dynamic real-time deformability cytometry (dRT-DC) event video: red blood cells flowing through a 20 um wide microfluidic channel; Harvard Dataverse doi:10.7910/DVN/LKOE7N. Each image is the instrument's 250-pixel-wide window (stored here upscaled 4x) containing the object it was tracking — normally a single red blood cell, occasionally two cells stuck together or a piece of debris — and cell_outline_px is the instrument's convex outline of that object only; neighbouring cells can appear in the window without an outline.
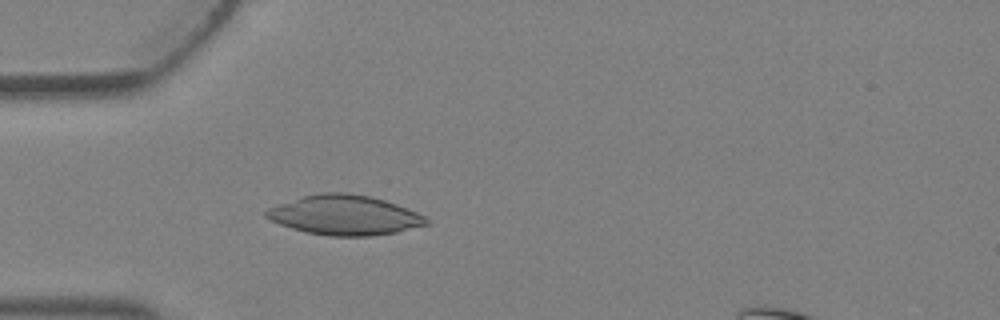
{"species": "Egyptian fruit bat (a non-hibernating species)", "species_latin": "Rousettus aegyptiacus", "temperature_condition": "warm", "stored_images_in_passage": 4, "camera_frame_rate_fps": 3000, "um_per_image_px": 0.085, "animal": {"sex": "female"}, "frame": {"image": 1, "passage_image": 4, "time_ms": 1.0, "image_size_px": [1000, 320], "cell_outline_px": [[432, 224], [396, 232], [372, 236], [328, 236], [308, 232], [292, 228], [280, 224], [264, 216], [264, 212], [268, 208], [304, 196], [320, 192], [348, 192], [372, 196], [396, 204], [416, 212], [432, 220]], "centroid_in_image_um": [29.35, 18.29], "position_along_channel_um": 55.7, "area_um2": 37.11}}